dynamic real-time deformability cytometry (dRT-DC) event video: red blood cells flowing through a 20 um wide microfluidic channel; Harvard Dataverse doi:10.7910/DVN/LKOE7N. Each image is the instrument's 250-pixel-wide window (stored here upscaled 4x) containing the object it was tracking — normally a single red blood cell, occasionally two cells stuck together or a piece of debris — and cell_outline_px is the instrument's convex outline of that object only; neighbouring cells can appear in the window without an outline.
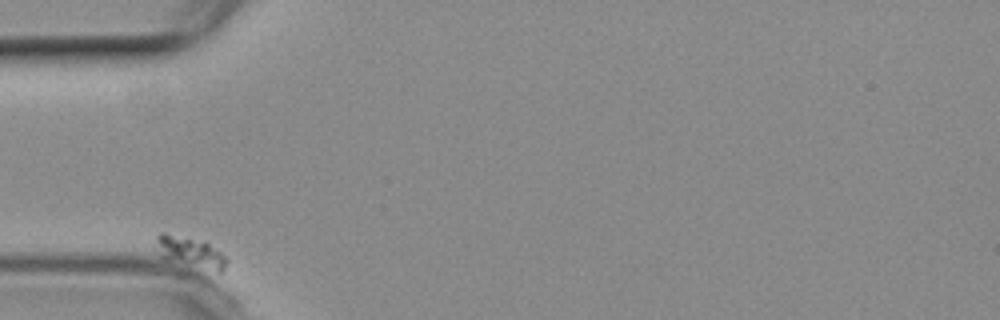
{"species": "common noctule bat (a hibernating species)", "species_latin": "Nyctalus noctula", "temperature_condition": "room temperature", "stored_images_in_passage": 4, "camera_frame_rate_fps": 3000, "um_per_image_px": 0.085, "animal": {"sex": "female", "body_mass_g": 19.3, "forearm_length_mm": 54.1}, "frame": {"image": 1, "passage_image": 1, "time_ms": 0.0, "image_size_px": [1000, 320], "cell_outline_px": [[228, 260], [224, 272], [220, 272], [168, 260], [160, 256], [152, 248], [156, 236], [160, 232], [164, 232], [204, 240], [220, 252]], "centroid_in_image_um": [16.1, 21.39], "position_along_channel_um": 68.9, "area_um2": 13.06}}
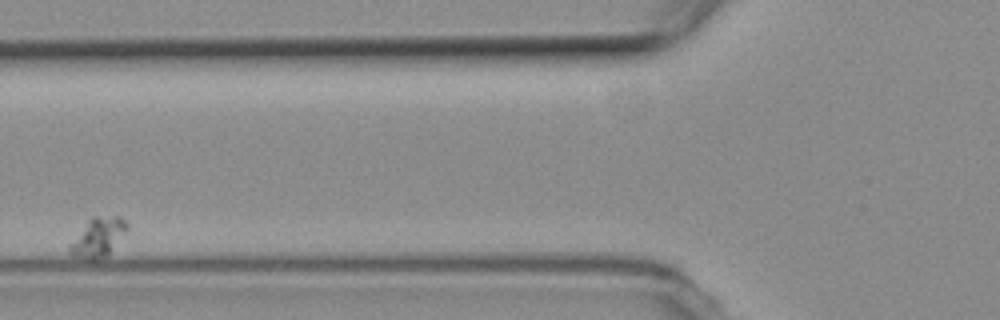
{"frame": {"image": 2, "passage_image": 3, "time_ms": 2.667, "image_size_px": [1000, 320], "cell_outline_px": [[128, 228], [108, 252], [104, 256], [72, 256], [68, 252], [68, 248], [92, 216], [120, 216], [128, 224]], "centroid_in_image_um": [8.36, 20.08], "position_along_channel_um": 117.4, "area_um2": 11.91}}